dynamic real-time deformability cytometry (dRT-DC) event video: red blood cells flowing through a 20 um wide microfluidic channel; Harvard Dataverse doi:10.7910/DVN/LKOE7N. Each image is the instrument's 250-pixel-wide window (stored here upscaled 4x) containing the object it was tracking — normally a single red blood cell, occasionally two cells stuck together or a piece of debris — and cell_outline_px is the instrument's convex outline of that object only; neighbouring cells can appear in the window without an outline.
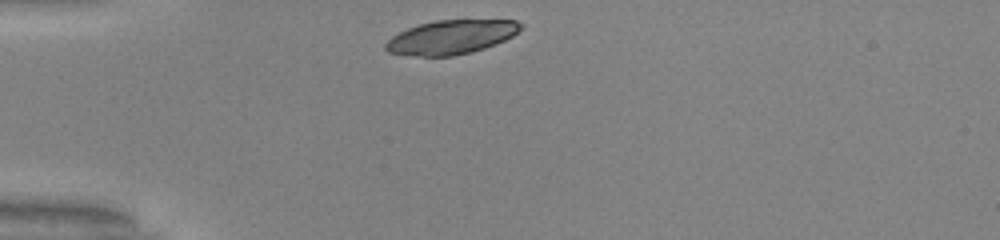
{"species": "common noctule bat (a hibernating species)", "species_latin": "Nyctalus noctula", "temperature_condition": "warm", "stored_images_in_passage": 29, "camera_frame_rate_fps": 3000, "um_per_image_px": 0.085, "animal": {"sex": "male", "body_mass_g": 20.0, "forearm_length_mm": 53.3}, "frame": {"image": 1, "passage_image": 1, "time_ms": 0.0, "image_size_px": [1000, 240], "cell_outline_px": [[524, 24], [512, 36], [496, 44], [472, 52], [452, 56], [412, 56], [388, 52], [384, 48], [384, 44], [392, 36], [408, 28], [420, 24], [436, 20], [516, 20]], "centroid_in_image_um": [38.33, 3.16], "position_along_channel_um": 46.7, "area_um2": 26.7}}
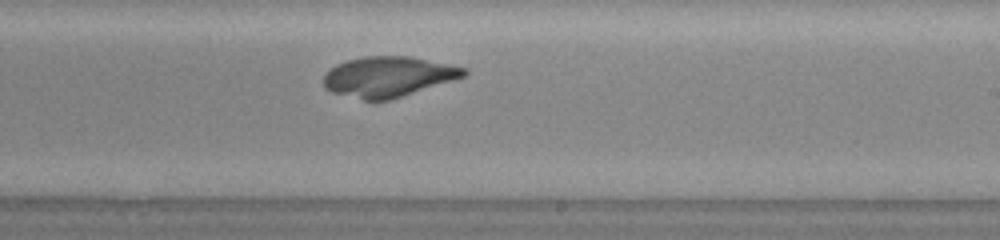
{"frame": {"image": 2, "passage_image": 19, "time_ms": 6.0, "image_size_px": [1000, 240], "cell_outline_px": [[468, 72], [464, 76], [452, 80], [388, 100], [364, 100], [332, 92], [324, 88], [324, 76], [336, 64], [348, 60], [364, 56], [408, 56], [468, 68]], "centroid_in_image_um": [32.98, 6.51], "position_along_channel_um": 256.0, "area_um2": 32.43}}
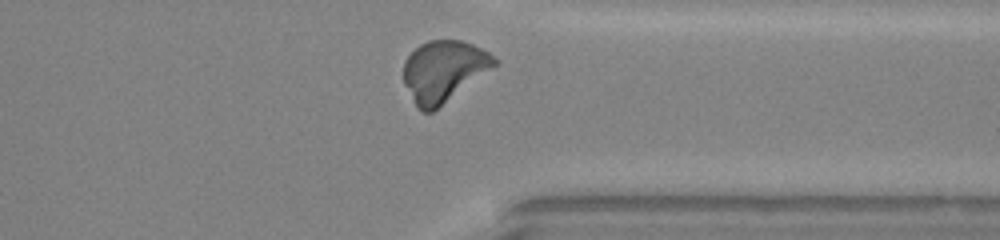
{"frame": {"image": 3, "passage_image": 28, "time_ms": 9.0, "image_size_px": [1000, 240], "cell_outline_px": [[500, 64], [432, 112], [424, 112], [416, 108], [404, 84], [404, 60], [420, 44], [428, 40], [460, 40], [472, 44], [488, 52], [500, 60]], "centroid_in_image_um": [37.74, 6.05], "position_along_channel_um": 373.7, "area_um2": 32.66}}